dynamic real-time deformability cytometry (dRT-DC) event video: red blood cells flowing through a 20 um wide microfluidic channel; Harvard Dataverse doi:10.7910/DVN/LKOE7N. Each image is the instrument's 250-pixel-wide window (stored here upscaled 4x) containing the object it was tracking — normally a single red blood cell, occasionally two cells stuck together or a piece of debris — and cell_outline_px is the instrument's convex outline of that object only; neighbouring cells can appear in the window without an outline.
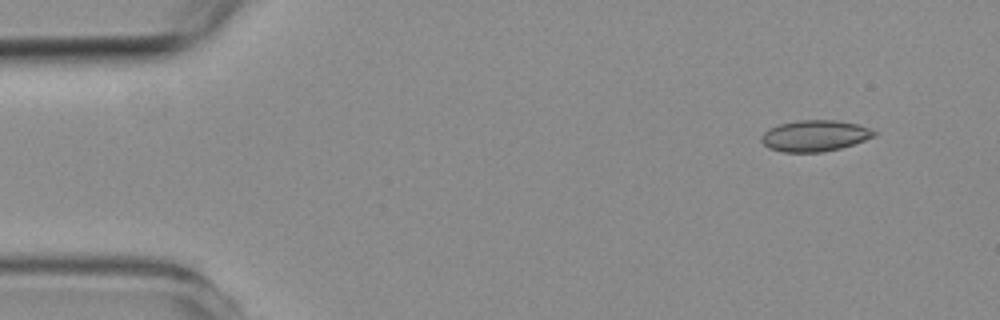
{"species": "common noctule bat (a hibernating species)", "species_latin": "Nyctalus noctula", "temperature_condition": "room temperature", "stored_images_in_passage": 5, "camera_frame_rate_fps": 3000, "um_per_image_px": 0.085, "animal": {"sex": "female", "body_mass_g": 19.3, "forearm_length_mm": 54.1}, "frame": {"image": 1, "passage_image": 2, "time_ms": 1.0, "image_size_px": [1000, 320], "cell_outline_px": [[876, 136], [840, 148], [820, 152], [784, 152], [768, 148], [760, 140], [760, 136], [768, 128], [780, 124], [800, 120], [836, 120], [860, 124], [876, 132]], "centroid_in_image_um": [69.23, 11.53], "position_along_channel_um": 15.8, "area_um2": 20.46}}